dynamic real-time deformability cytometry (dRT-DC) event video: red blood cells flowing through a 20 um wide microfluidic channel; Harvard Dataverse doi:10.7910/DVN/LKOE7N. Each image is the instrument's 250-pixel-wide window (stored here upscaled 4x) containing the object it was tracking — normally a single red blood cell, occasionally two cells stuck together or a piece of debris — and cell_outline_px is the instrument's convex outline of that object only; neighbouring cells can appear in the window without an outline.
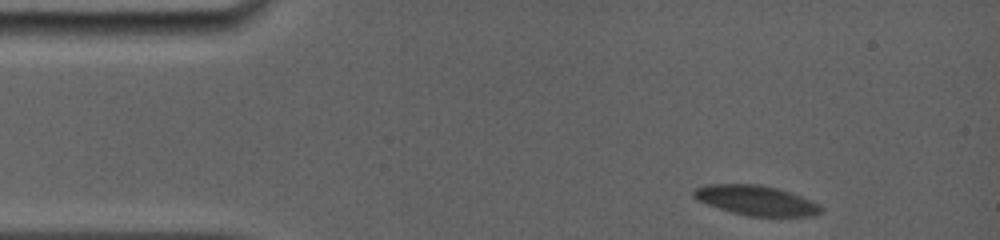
{"species": "common noctule bat (a hibernating species)", "species_latin": "Nyctalus noctula", "temperature_condition": "room temperature", "stored_images_in_passage": 3, "camera_frame_rate_fps": 5000, "um_per_image_px": 0.085, "animal": {"sex": "female", "body_mass_g": 19.0, "forearm_length_mm": 56.7}, "frame": {"image": 1, "passage_image": 1, "time_ms": 0.0, "image_size_px": [1000, 240], "cell_outline_px": [[824, 212], [816, 216], [748, 216], [732, 212], [708, 204], [692, 196], [692, 188], [708, 184], [756, 184], [776, 188], [812, 200], [820, 204], [824, 208]], "centroid_in_image_um": [64.31, 17.04], "position_along_channel_um": 20.7, "area_um2": 22.14}}